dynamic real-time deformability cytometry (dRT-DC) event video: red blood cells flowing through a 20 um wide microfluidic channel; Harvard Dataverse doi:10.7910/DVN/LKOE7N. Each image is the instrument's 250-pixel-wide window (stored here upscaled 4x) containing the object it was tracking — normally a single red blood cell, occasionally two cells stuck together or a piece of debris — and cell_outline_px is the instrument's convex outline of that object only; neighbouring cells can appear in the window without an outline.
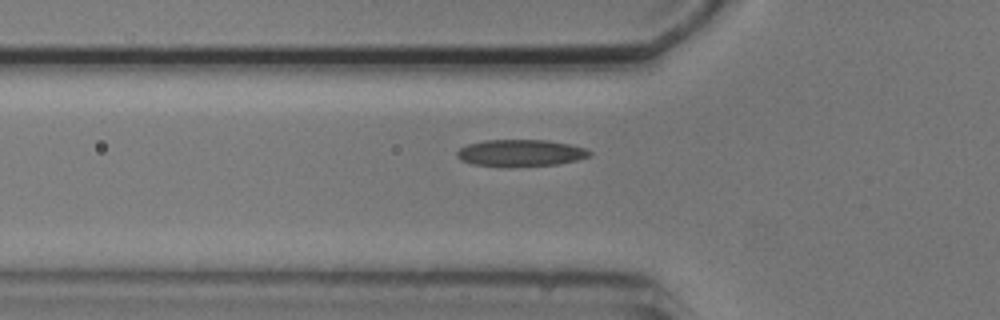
{"species": "common noctule bat (a hibernating species)", "species_latin": "Nyctalus noctula", "temperature_condition": "cold", "stored_images_in_passage": 3, "camera_frame_rate_fps": 3000, "um_per_image_px": 0.085, "animal": {"sex": "male", "body_mass_g": 20.5, "forearm_length_mm": 52.5}, "frame": {"image": 1, "passage_image": 3, "time_ms": 2.333, "image_size_px": [1000, 320], "cell_outline_px": [[592, 156], [576, 160], [556, 164], [508, 168], [504, 168], [472, 164], [460, 160], [456, 156], [456, 152], [460, 148], [468, 144], [484, 140], [548, 140], [568, 144], [584, 148], [592, 152]], "centroid_in_image_um": [44.21, 13.02], "position_along_channel_um": 81.6, "area_um2": 21.1}}